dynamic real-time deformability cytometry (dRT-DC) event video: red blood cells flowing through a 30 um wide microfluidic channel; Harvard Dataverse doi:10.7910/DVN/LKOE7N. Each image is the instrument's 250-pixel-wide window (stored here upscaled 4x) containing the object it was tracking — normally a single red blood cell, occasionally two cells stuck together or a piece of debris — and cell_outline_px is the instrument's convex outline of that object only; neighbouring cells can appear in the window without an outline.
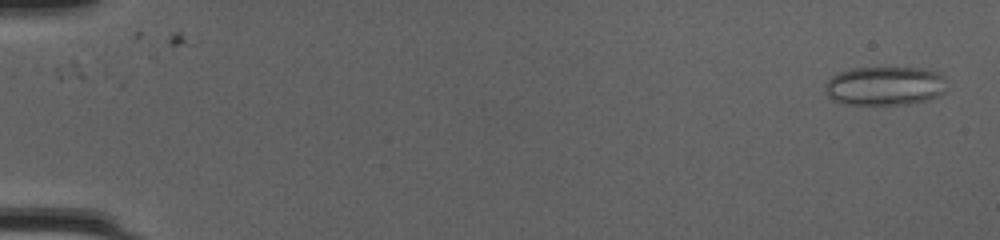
{"species": "common noctule bat (a hibernating species)", "species_latin": "Nyctalus noctula", "temperature_condition": "cold", "stored_images_in_passage": 49, "camera_frame_rate_fps": 3000, "um_per_image_px": 0.085, "animal": {"sex": "female", "body_mass_g": 20.0, "forearm_length_mm": 54.0}, "frame": {"image": 1, "passage_image": 1, "time_ms": 0.0, "image_size_px": [1000, 240], "cell_outline_px": [[944, 92], [936, 96], [924, 100], [904, 104], [852, 104], [836, 100], [828, 96], [828, 80], [832, 76], [840, 72], [852, 68], [920, 68], [936, 72], [940, 76]], "centroid_in_image_um": [75.19, 7.29], "position_along_channel_um": 9.8, "area_um2": 26.53}}
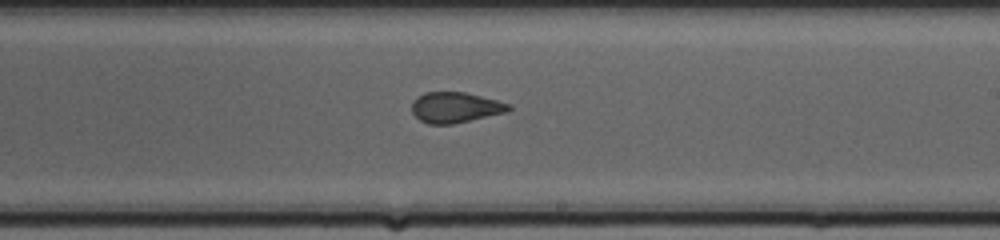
{"frame": {"image": 2, "passage_image": 30, "time_ms": 9.667, "image_size_px": [1000, 240], "cell_outline_px": [[512, 108], [508, 112], [452, 124], [428, 124], [420, 120], [412, 112], [412, 104], [416, 96], [424, 92], [464, 92], [512, 104]], "centroid_in_image_um": [38.71, 9.13], "position_along_channel_um": 250.3, "area_um2": 17.28}}
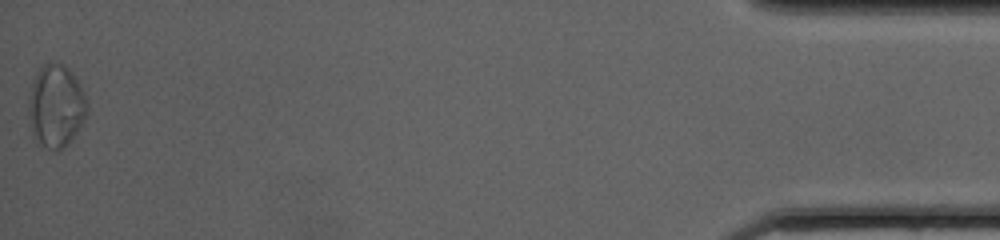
{"frame": {"image": 3, "passage_image": 49, "time_ms": 16.0, "image_size_px": [1000, 240], "cell_outline_px": [[88, 112], [84, 120], [68, 144], [60, 148], [48, 148], [36, 136], [32, 128], [28, 116], [28, 96], [32, 80], [40, 68], [48, 60], [64, 64], [72, 72], [88, 104]], "centroid_in_image_um": [4.75, 8.93], "position_along_channel_um": 430.4, "area_um2": 27.74}, "authors_computed_cell_mechanics": {"area_um2": 19.4208, "velocity_mm_per_s": 4.2412, "shape_relaxation_time_tau1_ms": null, "shape_relaxation_time_tau2_ms": 1.0415, "deformation_change_tau1": null, "deformation_change_tau2": 0.0846}}